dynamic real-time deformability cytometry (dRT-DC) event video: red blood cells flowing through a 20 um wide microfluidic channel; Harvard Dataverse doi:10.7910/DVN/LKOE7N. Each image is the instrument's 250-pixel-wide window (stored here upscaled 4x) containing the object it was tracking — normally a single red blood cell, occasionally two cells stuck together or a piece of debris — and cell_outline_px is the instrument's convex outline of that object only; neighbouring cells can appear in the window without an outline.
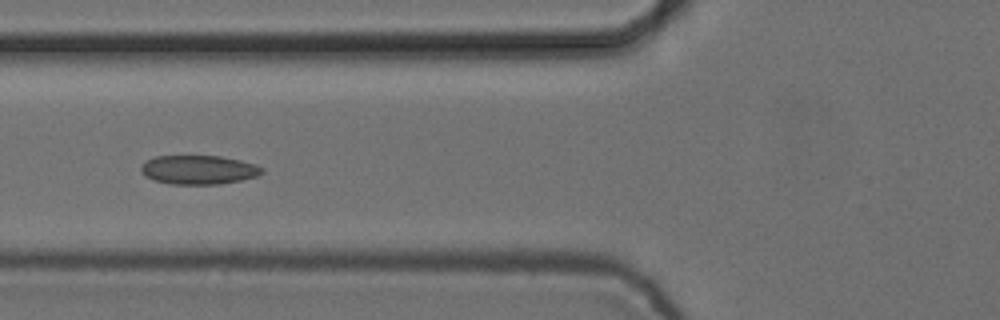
{"species": "common noctule bat (a hibernating species)", "species_latin": "Nyctalus noctula", "temperature_condition": "cold", "stored_images_in_passage": 8, "camera_frame_rate_fps": 3000, "um_per_image_px": 0.085, "animal": {"sex": "female", "body_mass_g": 24.6, "forearm_length_mm": 56.2}, "frame": {"image": 1, "passage_image": 6, "time_ms": 1.667, "image_size_px": [1000, 320], "cell_outline_px": [[264, 172], [256, 176], [240, 180], [220, 184], [168, 184], [152, 180], [144, 176], [140, 172], [140, 168], [148, 160], [156, 156], [220, 156], [240, 160], [256, 164], [264, 168]], "centroid_in_image_um": [16.88, 14.44], "position_along_channel_um": 108.9, "area_um2": 20.52}}
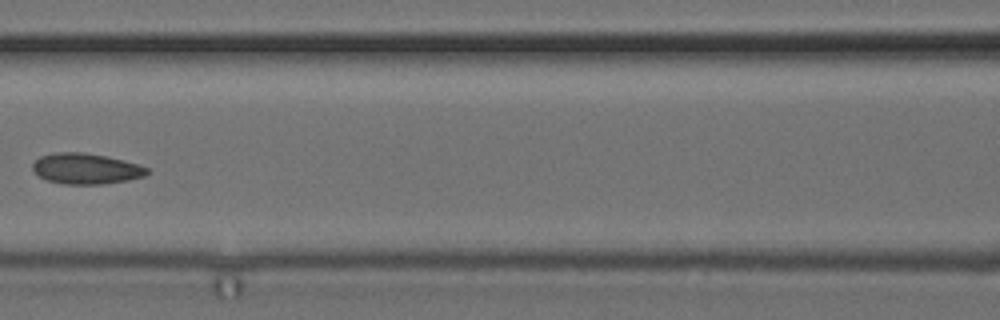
{"frame": {"image": 2, "passage_image": 7, "time_ms": 2.0, "image_size_px": [1000, 320], "cell_outline_px": [[152, 172], [144, 176], [128, 180], [100, 184], [64, 184], [48, 180], [40, 176], [32, 168], [32, 164], [40, 156], [56, 152], [84, 152], [124, 160], [148, 168]], "centroid_in_image_um": [7.32, 14.33], "position_along_channel_um": 159.3, "area_um2": 20.35}}
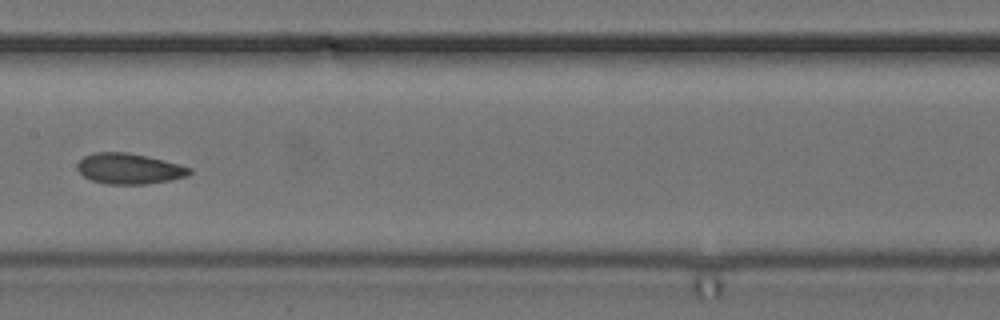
{"frame": {"image": 3, "passage_image": 8, "time_ms": 2.333, "image_size_px": [1000, 320], "cell_outline_px": [[192, 172], [188, 176], [172, 180], [144, 184], [104, 184], [92, 180], [84, 176], [76, 168], [76, 164], [84, 156], [92, 152], [128, 152], [148, 156], [180, 164], [192, 168]], "centroid_in_image_um": [10.99, 14.33], "position_along_channel_um": 196.4, "area_um2": 20.29}}